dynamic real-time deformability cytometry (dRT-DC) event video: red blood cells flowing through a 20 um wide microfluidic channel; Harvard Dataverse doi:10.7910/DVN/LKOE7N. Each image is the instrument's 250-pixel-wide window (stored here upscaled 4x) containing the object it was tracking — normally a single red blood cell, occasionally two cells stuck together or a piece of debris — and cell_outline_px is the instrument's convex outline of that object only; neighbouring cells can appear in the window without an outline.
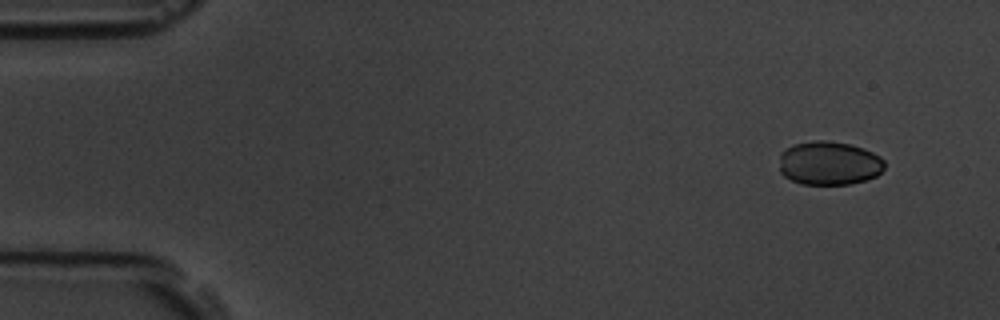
{"species": "common noctule bat (a hibernating species)", "species_latin": "Nyctalus noctula", "temperature_condition": "room temperature", "stored_images_in_passage": 5, "camera_frame_rate_fps": 3000, "um_per_image_px": 0.085, "animal": {"sex": "male", "body_mass_g": 19.5, "forearm_length_mm": 54.6}, "frame": {"image": 1, "passage_image": 1, "time_ms": 0.0, "image_size_px": [1000, 320], "cell_outline_px": [[884, 168], [876, 176], [852, 184], [800, 184], [784, 176], [780, 172], [780, 152], [784, 148], [792, 144], [812, 140], [828, 140], [848, 144], [864, 148], [880, 156], [884, 160]], "centroid_in_image_um": [70.45, 13.85], "position_along_channel_um": 14.6, "area_um2": 27.11}}
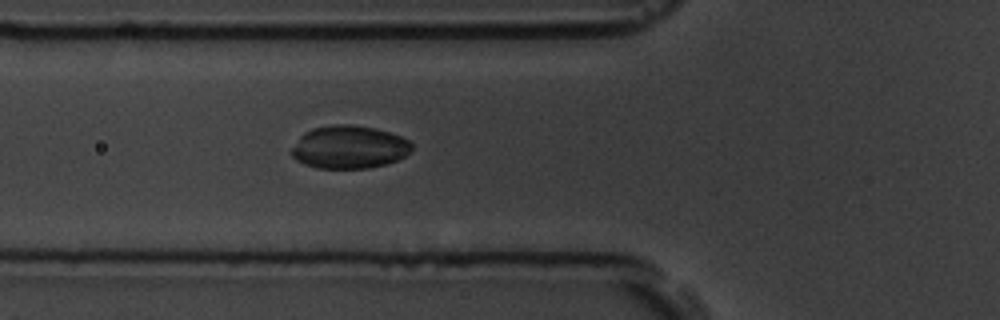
{"frame": {"image": 2, "passage_image": 5, "time_ms": 5.333, "image_size_px": [1000, 320], "cell_outline_px": [[412, 148], [404, 156], [388, 164], [368, 168], [316, 168], [304, 164], [296, 160], [292, 156], [292, 148], [300, 136], [304, 132], [312, 128], [332, 124], [352, 124], [376, 128], [400, 136], [408, 140], [412, 144]], "centroid_in_image_um": [29.66, 12.5], "position_along_channel_um": 96.1, "area_um2": 30.17}}